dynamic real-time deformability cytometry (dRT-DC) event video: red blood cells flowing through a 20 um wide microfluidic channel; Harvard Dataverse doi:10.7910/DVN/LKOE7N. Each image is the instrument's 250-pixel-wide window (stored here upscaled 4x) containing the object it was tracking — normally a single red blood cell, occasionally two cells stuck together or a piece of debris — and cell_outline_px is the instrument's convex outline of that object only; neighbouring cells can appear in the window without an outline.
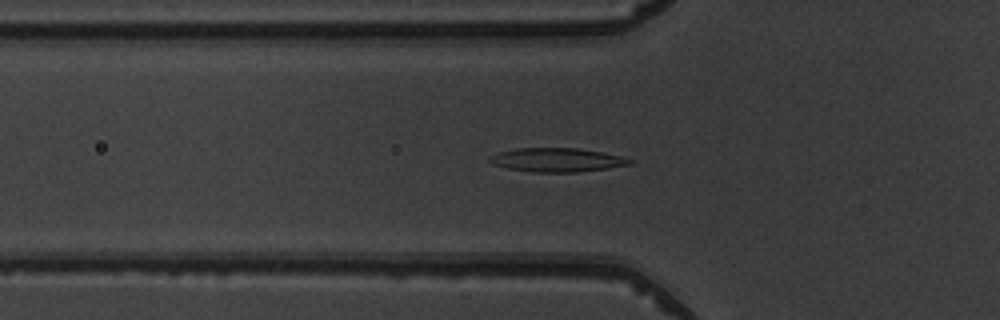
{"species": "common noctule bat (a hibernating species)", "species_latin": "Nyctalus noctula", "temperature_condition": "warm", "stored_images_in_passage": 51, "camera_frame_rate_fps": 3000, "um_per_image_px": 0.085, "animal": {"sex": "male", "body_mass_g": 19.5, "forearm_length_mm": 54.6}, "frame": {"image": 1, "passage_image": 18, "time_ms": 5.667, "image_size_px": [1000, 320], "cell_outline_px": [[636, 160], [632, 164], [608, 168], [580, 172], [532, 172], [508, 168], [492, 164], [488, 160], [488, 156], [500, 152], [516, 148], [576, 148], [600, 152], [620, 156]], "centroid_in_image_um": [47.34, 13.6], "position_along_channel_um": 78.5, "area_um2": 19.48}}
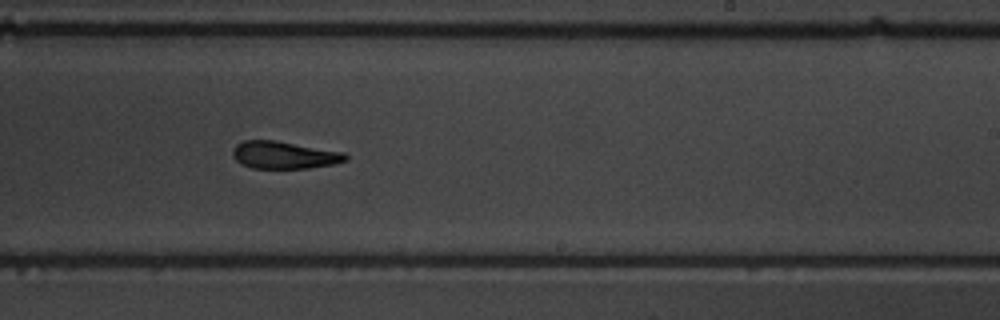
{"frame": {"image": 2, "passage_image": 32, "time_ms": 10.333, "image_size_px": [1000, 320], "cell_outline_px": [[348, 160], [332, 164], [308, 168], [252, 168], [236, 160], [232, 156], [232, 152], [236, 144], [244, 140], [276, 140], [344, 152], [348, 156]], "centroid_in_image_um": [24.16, 13.17], "position_along_channel_um": 264.8, "area_um2": 17.98}}
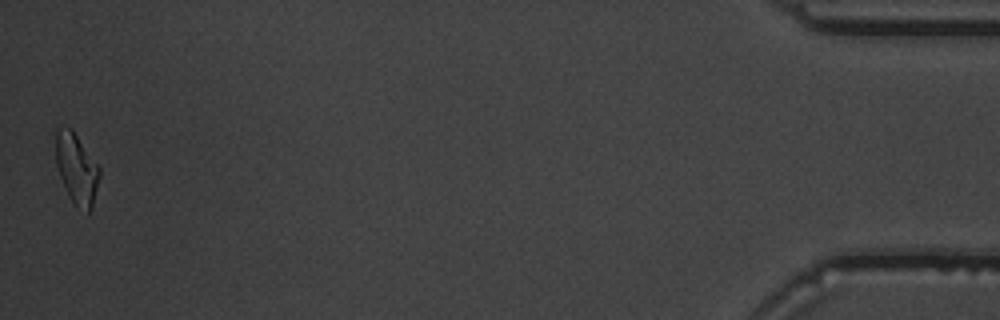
{"frame": {"image": 3, "passage_image": 51, "time_ms": 16.667, "image_size_px": [1000, 320], "cell_outline_px": [[100, 176], [92, 208], [88, 216], [76, 208], [72, 204], [68, 196], [60, 176], [56, 164], [52, 128], [64, 124], [72, 128], [100, 168]], "centroid_in_image_um": [6.45, 14.3], "position_along_channel_um": 428.7, "area_um2": 19.07}, "authors_computed_cell_mechanics": {"area_um2": 18.8428, "velocity_mm_per_s": 3.9962, "shape_relaxation_time_tau1_ms": 4.031, "shape_relaxation_time_tau2_ms": 4.4586, "deformation_change_tau1": 0.1466, "deformation_change_tau2": 0.1458}}